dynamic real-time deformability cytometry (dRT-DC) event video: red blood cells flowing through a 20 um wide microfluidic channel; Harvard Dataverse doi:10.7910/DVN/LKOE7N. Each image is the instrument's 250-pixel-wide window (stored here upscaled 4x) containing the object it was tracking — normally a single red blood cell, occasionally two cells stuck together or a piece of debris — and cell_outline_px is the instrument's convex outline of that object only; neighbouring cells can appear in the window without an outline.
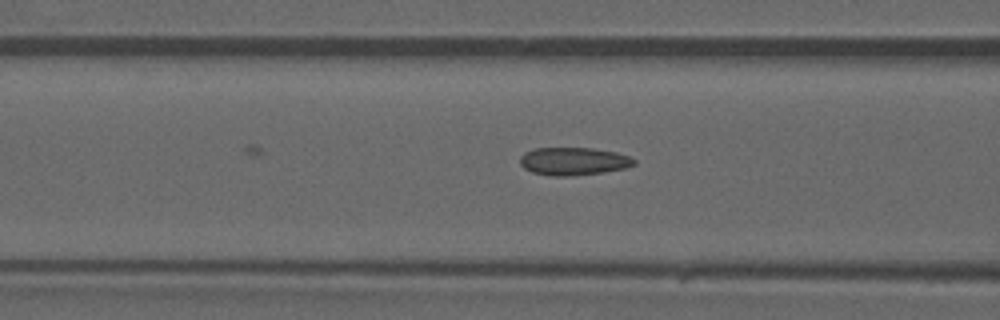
{"species": "common noctule bat (a hibernating species)", "species_latin": "Nyctalus noctula", "temperature_condition": "warm", "stored_images_in_passage": 25, "camera_frame_rate_fps": 3000, "um_per_image_px": 0.085, "animal": {"sex": "male", "forearm_length_mm": 52.5}, "frame": {"image": 1, "passage_image": 17, "time_ms": 5.333, "image_size_px": [1000, 320], "cell_outline_px": [[636, 164], [624, 168], [600, 172], [568, 176], [552, 176], [532, 172], [524, 168], [520, 164], [520, 156], [524, 152], [532, 148], [592, 148], [616, 152], [628, 156], [636, 160]], "centroid_in_image_um": [48.71, 13.69], "position_along_channel_um": 117.9, "area_um2": 18.44}}